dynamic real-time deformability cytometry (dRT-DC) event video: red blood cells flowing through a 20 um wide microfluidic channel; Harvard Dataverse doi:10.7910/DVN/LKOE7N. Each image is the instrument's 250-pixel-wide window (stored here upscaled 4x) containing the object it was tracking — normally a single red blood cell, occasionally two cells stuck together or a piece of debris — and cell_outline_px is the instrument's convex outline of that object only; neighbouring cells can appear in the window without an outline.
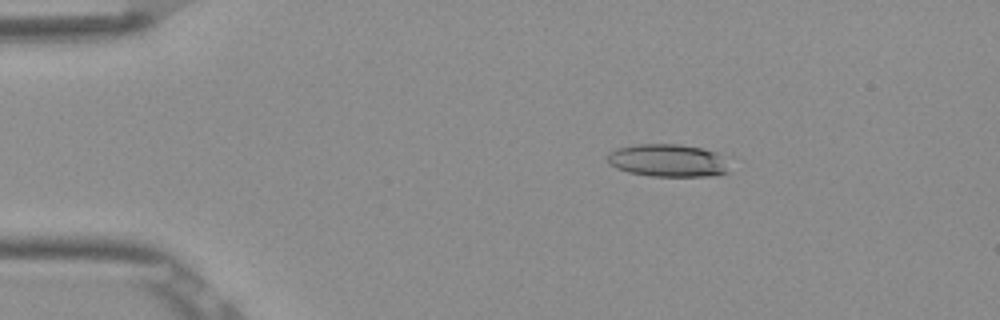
{"species": "Egyptian fruit bat (a non-hibernating species)", "species_latin": "Rousettus aegyptiacus", "temperature_condition": "room temperature", "stored_images_in_passage": 8, "camera_frame_rate_fps": 3000, "um_per_image_px": 0.085, "frame": {"image": 1, "passage_image": 2, "time_ms": 0.333, "image_size_px": [1000, 320], "cell_outline_px": [[732, 172], [716, 176], [652, 176], [628, 172], [616, 168], [608, 164], [604, 160], [608, 152], [620, 148], [636, 144], [680, 144], [704, 148], [716, 152], [724, 156]], "centroid_in_image_um": [56.81, 13.65], "position_along_channel_um": 28.2, "area_um2": 23.81}}
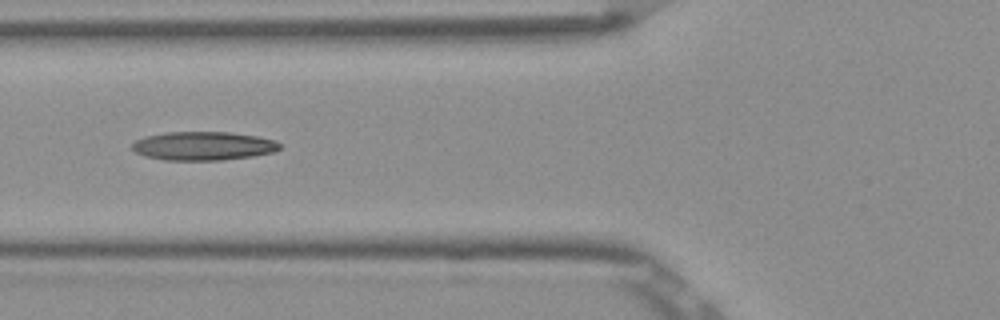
{"frame": {"image": 2, "passage_image": 5, "time_ms": 1.333, "image_size_px": [1000, 320], "cell_outline_px": [[280, 148], [272, 152], [252, 156], [220, 160], [164, 160], [148, 156], [136, 152], [132, 148], [132, 144], [136, 140], [148, 136], [168, 132], [232, 132], [256, 136], [276, 140], [280, 144]], "centroid_in_image_um": [17.3, 12.4], "position_along_channel_um": 108.5, "area_um2": 24.39}}
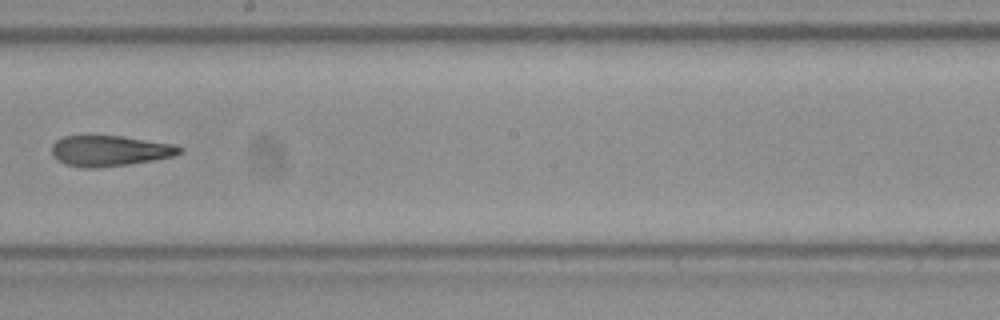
{"frame": {"image": 3, "passage_image": 8, "time_ms": 2.333, "image_size_px": [1000, 320], "cell_outline_px": [[184, 152], [172, 156], [156, 160], [100, 168], [84, 168], [64, 164], [52, 156], [52, 144], [56, 140], [64, 136], [124, 136], [176, 144], [184, 148]], "centroid_in_image_um": [9.36, 12.82], "position_along_channel_um": 238.8, "area_um2": 23.18}}